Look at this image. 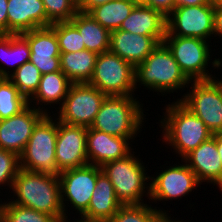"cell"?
I'll return each instance as SVG.
<instances>
[{"mask_svg": "<svg viewBox=\"0 0 222 222\" xmlns=\"http://www.w3.org/2000/svg\"><path fill=\"white\" fill-rule=\"evenodd\" d=\"M10 189L17 196L11 203L47 213L55 219L64 215L59 176L20 168Z\"/></svg>", "mask_w": 222, "mask_h": 222, "instance_id": "obj_1", "label": "cell"}, {"mask_svg": "<svg viewBox=\"0 0 222 222\" xmlns=\"http://www.w3.org/2000/svg\"><path fill=\"white\" fill-rule=\"evenodd\" d=\"M165 118L161 119L164 142L170 144L183 158L200 144L213 136V133L179 100L165 108Z\"/></svg>", "mask_w": 222, "mask_h": 222, "instance_id": "obj_2", "label": "cell"}, {"mask_svg": "<svg viewBox=\"0 0 222 222\" xmlns=\"http://www.w3.org/2000/svg\"><path fill=\"white\" fill-rule=\"evenodd\" d=\"M133 96H106L91 128L128 140L135 138L142 129L144 114L142 105Z\"/></svg>", "mask_w": 222, "mask_h": 222, "instance_id": "obj_3", "label": "cell"}, {"mask_svg": "<svg viewBox=\"0 0 222 222\" xmlns=\"http://www.w3.org/2000/svg\"><path fill=\"white\" fill-rule=\"evenodd\" d=\"M141 83L155 92L182 89L190 80L180 70L171 50L162 42L135 68V86Z\"/></svg>", "mask_w": 222, "mask_h": 222, "instance_id": "obj_4", "label": "cell"}, {"mask_svg": "<svg viewBox=\"0 0 222 222\" xmlns=\"http://www.w3.org/2000/svg\"><path fill=\"white\" fill-rule=\"evenodd\" d=\"M45 114L35 125L27 145L19 156L21 169L31 172L60 175L55 160L58 121Z\"/></svg>", "mask_w": 222, "mask_h": 222, "instance_id": "obj_5", "label": "cell"}, {"mask_svg": "<svg viewBox=\"0 0 222 222\" xmlns=\"http://www.w3.org/2000/svg\"><path fill=\"white\" fill-rule=\"evenodd\" d=\"M133 153V154H132ZM120 160H114L101 166L102 172L111 181L116 198L122 205L144 204L143 196L147 189V196L150 197V186L147 181L146 169L134 152ZM146 185V186H145Z\"/></svg>", "mask_w": 222, "mask_h": 222, "instance_id": "obj_6", "label": "cell"}, {"mask_svg": "<svg viewBox=\"0 0 222 222\" xmlns=\"http://www.w3.org/2000/svg\"><path fill=\"white\" fill-rule=\"evenodd\" d=\"M88 84L107 96L133 95L134 89H137L135 68L109 51L98 54L94 72Z\"/></svg>", "mask_w": 222, "mask_h": 222, "instance_id": "obj_7", "label": "cell"}, {"mask_svg": "<svg viewBox=\"0 0 222 222\" xmlns=\"http://www.w3.org/2000/svg\"><path fill=\"white\" fill-rule=\"evenodd\" d=\"M191 91L179 100L215 134L222 131V80L190 81Z\"/></svg>", "mask_w": 222, "mask_h": 222, "instance_id": "obj_8", "label": "cell"}, {"mask_svg": "<svg viewBox=\"0 0 222 222\" xmlns=\"http://www.w3.org/2000/svg\"><path fill=\"white\" fill-rule=\"evenodd\" d=\"M106 96L88 83H72L55 119L69 125L91 127Z\"/></svg>", "mask_w": 222, "mask_h": 222, "instance_id": "obj_9", "label": "cell"}, {"mask_svg": "<svg viewBox=\"0 0 222 222\" xmlns=\"http://www.w3.org/2000/svg\"><path fill=\"white\" fill-rule=\"evenodd\" d=\"M171 50L180 70L190 81L212 80L208 68L210 45L193 37L165 36L163 41Z\"/></svg>", "mask_w": 222, "mask_h": 222, "instance_id": "obj_10", "label": "cell"}, {"mask_svg": "<svg viewBox=\"0 0 222 222\" xmlns=\"http://www.w3.org/2000/svg\"><path fill=\"white\" fill-rule=\"evenodd\" d=\"M214 35V6L174 8L166 17V35L193 37L208 41Z\"/></svg>", "mask_w": 222, "mask_h": 222, "instance_id": "obj_11", "label": "cell"}, {"mask_svg": "<svg viewBox=\"0 0 222 222\" xmlns=\"http://www.w3.org/2000/svg\"><path fill=\"white\" fill-rule=\"evenodd\" d=\"M101 172V167L87 164L60 173L59 181L64 215H67L66 201H70L79 215H82L88 209L92 193L96 187L97 176ZM64 197L66 198L64 199Z\"/></svg>", "mask_w": 222, "mask_h": 222, "instance_id": "obj_12", "label": "cell"}, {"mask_svg": "<svg viewBox=\"0 0 222 222\" xmlns=\"http://www.w3.org/2000/svg\"><path fill=\"white\" fill-rule=\"evenodd\" d=\"M40 108V106L36 108L28 104L18 114L0 120V149L21 155L35 125L49 113L47 109L43 110L44 107Z\"/></svg>", "mask_w": 222, "mask_h": 222, "instance_id": "obj_13", "label": "cell"}, {"mask_svg": "<svg viewBox=\"0 0 222 222\" xmlns=\"http://www.w3.org/2000/svg\"><path fill=\"white\" fill-rule=\"evenodd\" d=\"M86 140L87 127L58 121L55 160L60 172L89 164Z\"/></svg>", "mask_w": 222, "mask_h": 222, "instance_id": "obj_14", "label": "cell"}, {"mask_svg": "<svg viewBox=\"0 0 222 222\" xmlns=\"http://www.w3.org/2000/svg\"><path fill=\"white\" fill-rule=\"evenodd\" d=\"M158 174V176L155 175L156 178L151 177V183L147 184L150 186L149 199L154 200V202L182 198L201 184L196 174L186 163L170 166Z\"/></svg>", "mask_w": 222, "mask_h": 222, "instance_id": "obj_15", "label": "cell"}, {"mask_svg": "<svg viewBox=\"0 0 222 222\" xmlns=\"http://www.w3.org/2000/svg\"><path fill=\"white\" fill-rule=\"evenodd\" d=\"M28 41L30 59L42 75L61 71L60 48L55 31L50 27H41L21 33Z\"/></svg>", "mask_w": 222, "mask_h": 222, "instance_id": "obj_16", "label": "cell"}, {"mask_svg": "<svg viewBox=\"0 0 222 222\" xmlns=\"http://www.w3.org/2000/svg\"><path fill=\"white\" fill-rule=\"evenodd\" d=\"M86 146L89 164L99 167L123 159L132 152L127 138L112 136L91 127L87 128Z\"/></svg>", "mask_w": 222, "mask_h": 222, "instance_id": "obj_17", "label": "cell"}, {"mask_svg": "<svg viewBox=\"0 0 222 222\" xmlns=\"http://www.w3.org/2000/svg\"><path fill=\"white\" fill-rule=\"evenodd\" d=\"M183 162L196 174L198 181L222 186V161L216 139L212 136L183 158Z\"/></svg>", "mask_w": 222, "mask_h": 222, "instance_id": "obj_18", "label": "cell"}, {"mask_svg": "<svg viewBox=\"0 0 222 222\" xmlns=\"http://www.w3.org/2000/svg\"><path fill=\"white\" fill-rule=\"evenodd\" d=\"M159 45L152 36L137 35L123 30L110 32L109 52L118 55L134 68Z\"/></svg>", "mask_w": 222, "mask_h": 222, "instance_id": "obj_19", "label": "cell"}, {"mask_svg": "<svg viewBox=\"0 0 222 222\" xmlns=\"http://www.w3.org/2000/svg\"><path fill=\"white\" fill-rule=\"evenodd\" d=\"M8 34H21L47 27L42 0H8Z\"/></svg>", "mask_w": 222, "mask_h": 222, "instance_id": "obj_20", "label": "cell"}, {"mask_svg": "<svg viewBox=\"0 0 222 222\" xmlns=\"http://www.w3.org/2000/svg\"><path fill=\"white\" fill-rule=\"evenodd\" d=\"M119 29L137 35L152 36L162 43L166 35V17L151 7L136 5Z\"/></svg>", "mask_w": 222, "mask_h": 222, "instance_id": "obj_21", "label": "cell"}, {"mask_svg": "<svg viewBox=\"0 0 222 222\" xmlns=\"http://www.w3.org/2000/svg\"><path fill=\"white\" fill-rule=\"evenodd\" d=\"M121 206L111 181L101 172L97 176L96 187L92 193L88 209L81 216L106 222L113 217Z\"/></svg>", "mask_w": 222, "mask_h": 222, "instance_id": "obj_22", "label": "cell"}, {"mask_svg": "<svg viewBox=\"0 0 222 222\" xmlns=\"http://www.w3.org/2000/svg\"><path fill=\"white\" fill-rule=\"evenodd\" d=\"M70 22L78 29L87 50L97 54L109 51L110 32L89 13L78 11Z\"/></svg>", "mask_w": 222, "mask_h": 222, "instance_id": "obj_23", "label": "cell"}, {"mask_svg": "<svg viewBox=\"0 0 222 222\" xmlns=\"http://www.w3.org/2000/svg\"><path fill=\"white\" fill-rule=\"evenodd\" d=\"M30 53L28 41L21 34H0L1 64L14 66L13 72L29 61ZM10 72L2 65L0 67V78H8Z\"/></svg>", "mask_w": 222, "mask_h": 222, "instance_id": "obj_24", "label": "cell"}, {"mask_svg": "<svg viewBox=\"0 0 222 222\" xmlns=\"http://www.w3.org/2000/svg\"><path fill=\"white\" fill-rule=\"evenodd\" d=\"M98 54L87 49L61 53V71L72 83H88L91 79Z\"/></svg>", "mask_w": 222, "mask_h": 222, "instance_id": "obj_25", "label": "cell"}, {"mask_svg": "<svg viewBox=\"0 0 222 222\" xmlns=\"http://www.w3.org/2000/svg\"><path fill=\"white\" fill-rule=\"evenodd\" d=\"M71 84L72 82L62 71L44 74L40 79L38 90L28 100V104L34 100L36 101L33 102L35 105H42L41 103H46L45 105L50 104V106L52 103L53 105L54 103L62 105Z\"/></svg>", "mask_w": 222, "mask_h": 222, "instance_id": "obj_26", "label": "cell"}, {"mask_svg": "<svg viewBox=\"0 0 222 222\" xmlns=\"http://www.w3.org/2000/svg\"><path fill=\"white\" fill-rule=\"evenodd\" d=\"M135 3L130 0H112L94 7L88 13L109 32L118 30L122 22L130 15Z\"/></svg>", "mask_w": 222, "mask_h": 222, "instance_id": "obj_27", "label": "cell"}, {"mask_svg": "<svg viewBox=\"0 0 222 222\" xmlns=\"http://www.w3.org/2000/svg\"><path fill=\"white\" fill-rule=\"evenodd\" d=\"M28 105V100L8 78H0V120L18 114Z\"/></svg>", "mask_w": 222, "mask_h": 222, "instance_id": "obj_28", "label": "cell"}, {"mask_svg": "<svg viewBox=\"0 0 222 222\" xmlns=\"http://www.w3.org/2000/svg\"><path fill=\"white\" fill-rule=\"evenodd\" d=\"M41 77L39 69L28 61L12 72L8 79L29 100L38 90Z\"/></svg>", "mask_w": 222, "mask_h": 222, "instance_id": "obj_29", "label": "cell"}, {"mask_svg": "<svg viewBox=\"0 0 222 222\" xmlns=\"http://www.w3.org/2000/svg\"><path fill=\"white\" fill-rule=\"evenodd\" d=\"M0 209L4 222H55V218L47 213L23 207L10 201L1 203Z\"/></svg>", "mask_w": 222, "mask_h": 222, "instance_id": "obj_30", "label": "cell"}, {"mask_svg": "<svg viewBox=\"0 0 222 222\" xmlns=\"http://www.w3.org/2000/svg\"><path fill=\"white\" fill-rule=\"evenodd\" d=\"M56 33L61 53L77 52L85 50L82 44L81 34L70 22H56L50 26Z\"/></svg>", "mask_w": 222, "mask_h": 222, "instance_id": "obj_31", "label": "cell"}, {"mask_svg": "<svg viewBox=\"0 0 222 222\" xmlns=\"http://www.w3.org/2000/svg\"><path fill=\"white\" fill-rule=\"evenodd\" d=\"M159 212L163 211L147 204L122 205L106 222H155Z\"/></svg>", "mask_w": 222, "mask_h": 222, "instance_id": "obj_32", "label": "cell"}, {"mask_svg": "<svg viewBox=\"0 0 222 222\" xmlns=\"http://www.w3.org/2000/svg\"><path fill=\"white\" fill-rule=\"evenodd\" d=\"M47 27L56 22L70 21L78 12L77 0H42Z\"/></svg>", "mask_w": 222, "mask_h": 222, "instance_id": "obj_33", "label": "cell"}, {"mask_svg": "<svg viewBox=\"0 0 222 222\" xmlns=\"http://www.w3.org/2000/svg\"><path fill=\"white\" fill-rule=\"evenodd\" d=\"M19 169V156L13 152L0 149V185L7 184L12 188Z\"/></svg>", "mask_w": 222, "mask_h": 222, "instance_id": "obj_34", "label": "cell"}, {"mask_svg": "<svg viewBox=\"0 0 222 222\" xmlns=\"http://www.w3.org/2000/svg\"><path fill=\"white\" fill-rule=\"evenodd\" d=\"M145 6L151 7L167 17L174 9V0H147Z\"/></svg>", "mask_w": 222, "mask_h": 222, "instance_id": "obj_35", "label": "cell"}, {"mask_svg": "<svg viewBox=\"0 0 222 222\" xmlns=\"http://www.w3.org/2000/svg\"><path fill=\"white\" fill-rule=\"evenodd\" d=\"M112 0H77V9L79 12L88 13L94 7L103 5Z\"/></svg>", "mask_w": 222, "mask_h": 222, "instance_id": "obj_36", "label": "cell"}, {"mask_svg": "<svg viewBox=\"0 0 222 222\" xmlns=\"http://www.w3.org/2000/svg\"><path fill=\"white\" fill-rule=\"evenodd\" d=\"M8 0H0V34H8Z\"/></svg>", "mask_w": 222, "mask_h": 222, "instance_id": "obj_37", "label": "cell"}, {"mask_svg": "<svg viewBox=\"0 0 222 222\" xmlns=\"http://www.w3.org/2000/svg\"><path fill=\"white\" fill-rule=\"evenodd\" d=\"M217 35L222 37V5L214 6V36Z\"/></svg>", "mask_w": 222, "mask_h": 222, "instance_id": "obj_38", "label": "cell"}, {"mask_svg": "<svg viewBox=\"0 0 222 222\" xmlns=\"http://www.w3.org/2000/svg\"><path fill=\"white\" fill-rule=\"evenodd\" d=\"M208 0H174V8L183 6L208 5Z\"/></svg>", "mask_w": 222, "mask_h": 222, "instance_id": "obj_39", "label": "cell"}, {"mask_svg": "<svg viewBox=\"0 0 222 222\" xmlns=\"http://www.w3.org/2000/svg\"><path fill=\"white\" fill-rule=\"evenodd\" d=\"M67 217L68 216L63 215L60 218L56 219L55 222H69L67 220ZM80 217H81V219L77 220V222H103V221H100V220L89 219V218H86L84 216H80ZM74 222H76V221H74Z\"/></svg>", "mask_w": 222, "mask_h": 222, "instance_id": "obj_40", "label": "cell"}, {"mask_svg": "<svg viewBox=\"0 0 222 222\" xmlns=\"http://www.w3.org/2000/svg\"><path fill=\"white\" fill-rule=\"evenodd\" d=\"M213 137L216 139L218 154L222 161V131L213 134Z\"/></svg>", "mask_w": 222, "mask_h": 222, "instance_id": "obj_41", "label": "cell"}, {"mask_svg": "<svg viewBox=\"0 0 222 222\" xmlns=\"http://www.w3.org/2000/svg\"><path fill=\"white\" fill-rule=\"evenodd\" d=\"M155 222H182V221H175L168 216V213H166V211L164 212H159L157 218H156V221Z\"/></svg>", "mask_w": 222, "mask_h": 222, "instance_id": "obj_42", "label": "cell"}, {"mask_svg": "<svg viewBox=\"0 0 222 222\" xmlns=\"http://www.w3.org/2000/svg\"><path fill=\"white\" fill-rule=\"evenodd\" d=\"M208 3L212 6L222 5V0H208Z\"/></svg>", "mask_w": 222, "mask_h": 222, "instance_id": "obj_43", "label": "cell"}, {"mask_svg": "<svg viewBox=\"0 0 222 222\" xmlns=\"http://www.w3.org/2000/svg\"><path fill=\"white\" fill-rule=\"evenodd\" d=\"M131 2L135 3L136 5H145L147 0H130Z\"/></svg>", "mask_w": 222, "mask_h": 222, "instance_id": "obj_44", "label": "cell"}, {"mask_svg": "<svg viewBox=\"0 0 222 222\" xmlns=\"http://www.w3.org/2000/svg\"><path fill=\"white\" fill-rule=\"evenodd\" d=\"M0 222H4V218H3V214H2L1 209H0Z\"/></svg>", "mask_w": 222, "mask_h": 222, "instance_id": "obj_45", "label": "cell"}]
</instances>
